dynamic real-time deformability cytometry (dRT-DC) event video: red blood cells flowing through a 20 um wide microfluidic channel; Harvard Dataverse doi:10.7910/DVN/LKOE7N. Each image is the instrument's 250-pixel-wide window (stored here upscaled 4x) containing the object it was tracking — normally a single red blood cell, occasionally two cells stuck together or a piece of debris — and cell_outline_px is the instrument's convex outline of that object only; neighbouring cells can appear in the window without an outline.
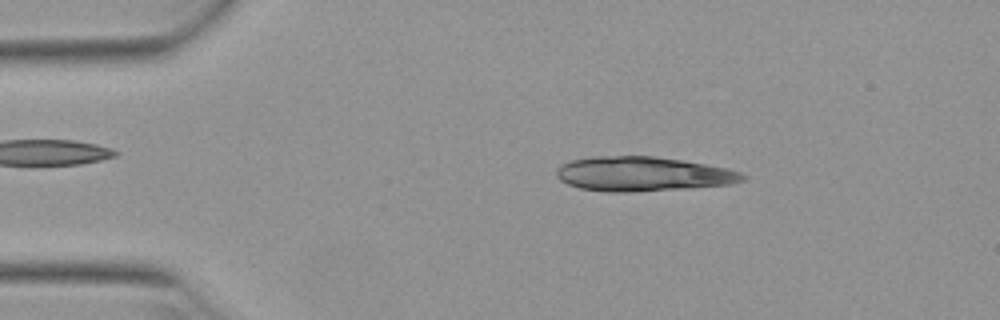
{"species": "Egyptian fruit bat (a non-hibernating species)", "species_latin": "Rousettus aegyptiacus", "temperature_condition": "warm", "stored_images_in_passage": 49, "camera_frame_rate_fps": 3000, "um_per_image_px": 0.085, "animal": {"sex": "female"}, "frame": {"image": 1, "passage_image": 8, "time_ms": 2.333, "image_size_px": [1000, 320], "cell_outline_px": [[748, 176], [744, 180], [732, 184], [684, 188], [632, 192], [604, 192], [580, 188], [568, 184], [560, 180], [556, 176], [556, 168], [560, 164], [572, 160], [592, 156], [652, 156], [680, 160], [728, 168], [740, 172]], "centroid_in_image_um": [54.61, 14.79], "position_along_channel_um": 30.4, "area_um2": 37.45}}
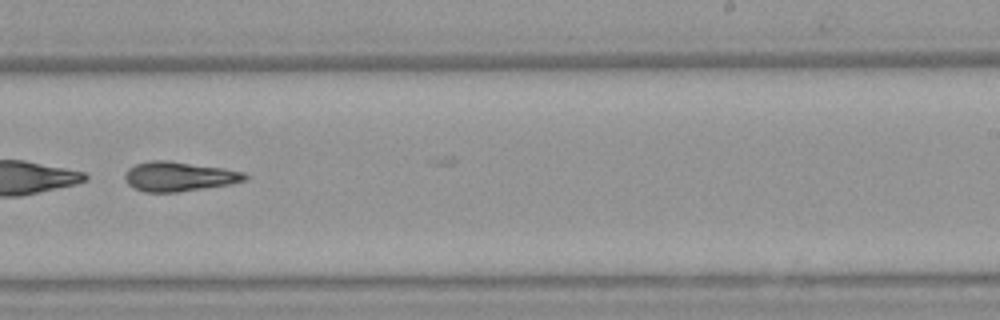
{"frame": {"image": 2, "passage_image": 31, "time_ms": 10.0, "image_size_px": [1000, 320], "cell_outline_px": [[248, 180], [232, 184], [176, 192], [144, 192], [132, 188], [124, 180], [124, 172], [128, 168], [136, 164], [148, 160], [168, 160], [224, 168], [244, 172], [248, 176]], "centroid_in_image_um": [15.19, 15.0], "position_along_channel_um": 273.8, "area_um2": 20.98}}
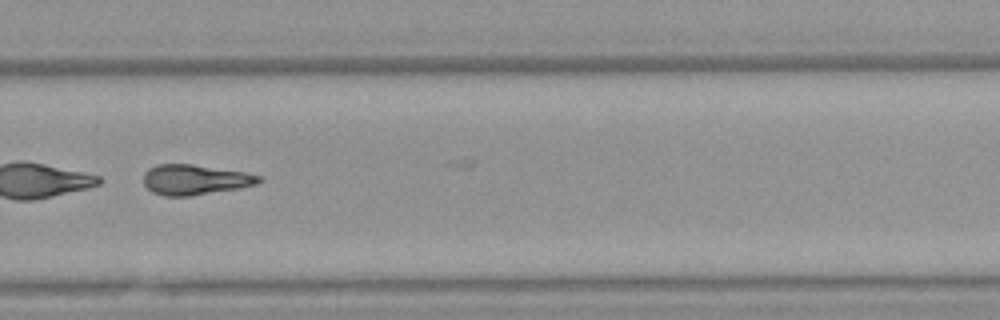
{"frame": {"image": 3, "passage_image": 34, "time_ms": 11.0, "image_size_px": [1000, 320], "cell_outline_px": [[264, 180], [256, 184], [240, 188], [188, 196], [164, 196], [152, 192], [144, 184], [144, 172], [148, 168], [156, 164], [192, 164], [244, 172], [264, 176]], "centroid_in_image_um": [16.58, 15.27], "position_along_channel_um": 313.2, "area_um2": 20.4}}